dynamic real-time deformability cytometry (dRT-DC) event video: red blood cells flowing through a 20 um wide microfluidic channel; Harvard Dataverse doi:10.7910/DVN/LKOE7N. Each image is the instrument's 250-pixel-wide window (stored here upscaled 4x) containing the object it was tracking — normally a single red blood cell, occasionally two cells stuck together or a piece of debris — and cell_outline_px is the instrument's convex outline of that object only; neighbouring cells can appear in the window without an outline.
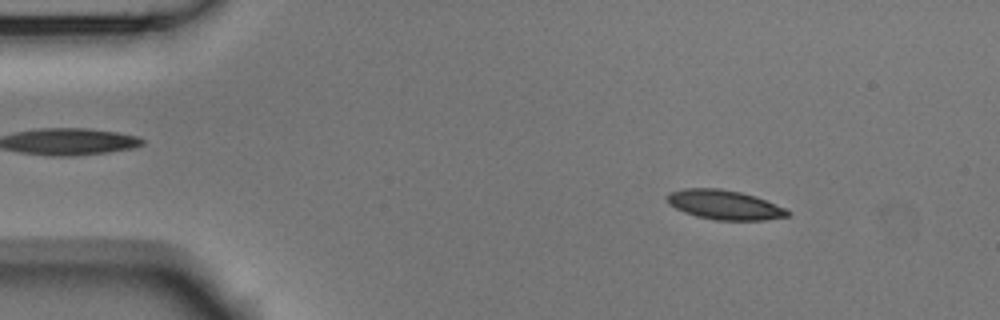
{"species": "Egyptian fruit bat (a non-hibernating species)", "species_latin": "Rousettus aegyptiacus", "temperature_condition": "room temperature", "stored_images_in_passage": 53, "camera_frame_rate_fps": 3000, "um_per_image_px": 0.085, "animal": {"sex": "male"}, "frame": {"image": 1, "passage_image": 7, "time_ms": 2.0, "image_size_px": [1000, 320], "cell_outline_px": [[792, 212], [788, 216], [764, 220], [716, 220], [696, 216], [684, 212], [668, 204], [664, 196], [668, 192], [684, 188], [720, 188], [740, 192], [756, 196], [788, 208]], "centroid_in_image_um": [61.58, 17.4], "position_along_channel_um": 23.4, "area_um2": 21.04}}
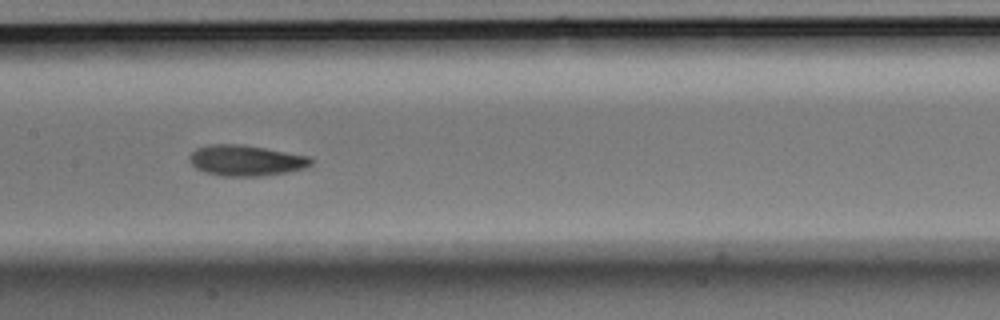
{"frame": {"image": 2, "passage_image": 26, "time_ms": 8.333, "image_size_px": [1000, 320], "cell_outline_px": [[312, 164], [304, 168], [288, 172], [260, 176], [220, 176], [204, 172], [196, 168], [188, 160], [192, 152], [196, 148], [212, 144], [236, 144], [264, 148], [308, 156], [312, 160]], "centroid_in_image_um": [20.87, 13.65], "position_along_channel_um": 186.5, "area_um2": 21.62}}
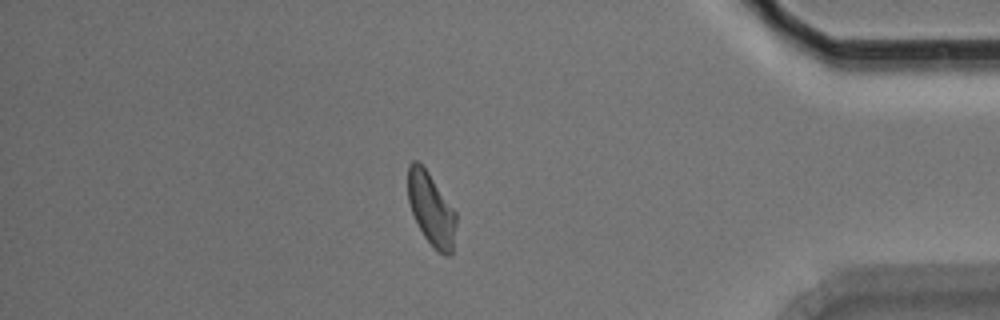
{"frame": {"image": 3, "passage_image": 46, "time_ms": 15.0, "image_size_px": [1000, 320], "cell_outline_px": [[456, 224], [452, 252], [448, 256], [444, 256], [424, 236], [412, 212], [408, 200], [408, 164], [412, 160], [416, 160], [428, 172], [456, 212]], "centroid_in_image_um": [36.65, 17.76], "position_along_channel_um": 398.5, "area_um2": 20.0}, "authors_computed_cell_mechanics": {"area_um2": 20.9814, "velocity_mm_per_s": 3.7048, "shape_relaxation_time_tau1_ms": 5.9997, "shape_relaxation_time_tau2_ms": 5.3889, "deformation_change_tau1": 0.134, "deformation_change_tau2": 0.1104}}